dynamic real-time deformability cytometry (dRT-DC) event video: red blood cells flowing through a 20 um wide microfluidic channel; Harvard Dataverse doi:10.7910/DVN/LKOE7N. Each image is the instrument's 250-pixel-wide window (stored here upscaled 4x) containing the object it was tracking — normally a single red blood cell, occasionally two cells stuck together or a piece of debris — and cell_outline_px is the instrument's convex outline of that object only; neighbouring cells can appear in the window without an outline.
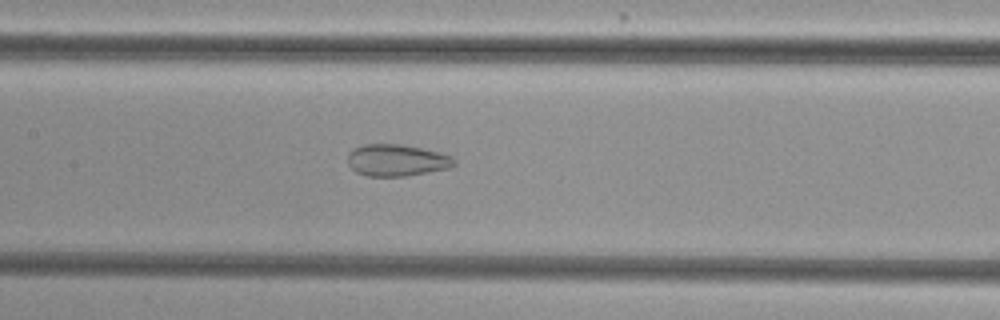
{"species": "common noctule bat (a hibernating species)", "species_latin": "Nyctalus noctula", "temperature_condition": "cold", "stored_images_in_passage": 52, "camera_frame_rate_fps": 3000, "um_per_image_px": 0.085, "animal": {"sex": "female", "body_mass_g": 29.2, "forearm_length_mm": 56.3}, "frame": {"image": 1, "passage_image": 25, "time_ms": 8.0, "image_size_px": [1000, 320], "cell_outline_px": [[456, 164], [448, 168], [428, 172], [404, 176], [368, 176], [356, 172], [348, 164], [348, 152], [352, 148], [364, 144], [400, 144], [420, 148], [452, 156], [456, 160]], "centroid_in_image_um": [33.69, 13.62], "position_along_channel_um": 173.7, "area_um2": 19.65}}
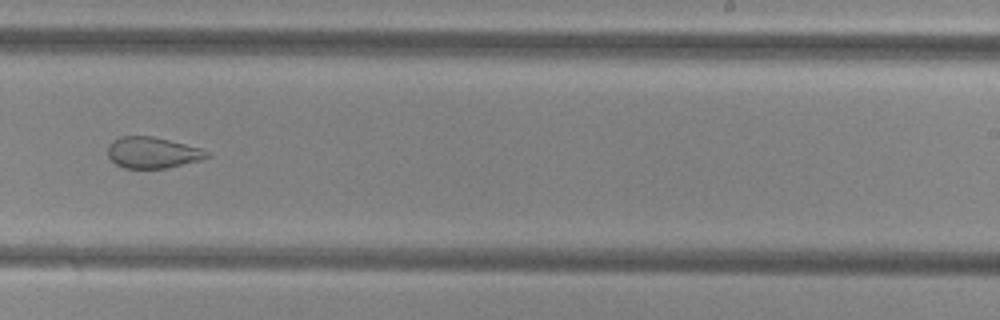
{"frame": {"image": 2, "passage_image": 33, "time_ms": 10.667, "image_size_px": [1000, 320], "cell_outline_px": [[212, 156], [200, 160], [168, 168], [124, 168], [116, 164], [108, 156], [108, 144], [120, 136], [152, 136], [200, 148], [208, 152]], "centroid_in_image_um": [12.96, 12.97], "position_along_channel_um": 276.0, "area_um2": 17.92}}
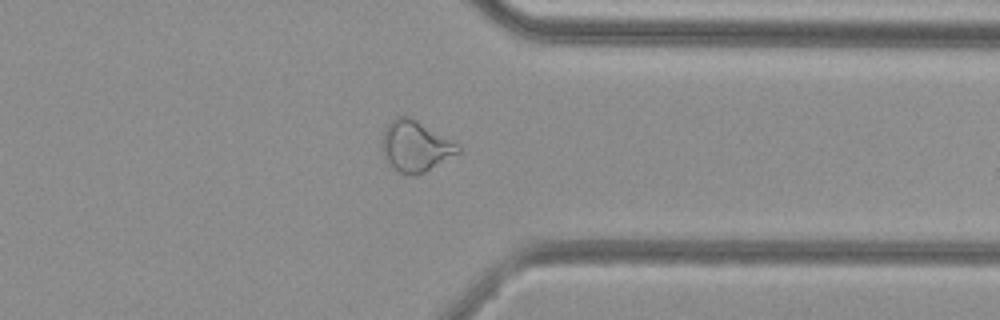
{"frame": {"image": 3, "passage_image": 41, "time_ms": 13.333, "image_size_px": [1000, 320], "cell_outline_px": [[460, 152], [424, 172], [416, 176], [412, 176], [400, 172], [388, 160], [384, 152], [384, 128], [396, 116], [408, 116], [416, 120], [460, 144]], "centroid_in_image_um": [35.37, 12.41], "position_along_channel_um": 376.0, "area_um2": 21.85}, "authors_computed_cell_mechanics": {"area_um2": 25.2586, "velocity_mm_per_s": 3.8461, "shape_relaxation_time_tau1_ms": null, "shape_relaxation_time_tau2_ms": 1.5723, "deformation_change_tau1": null, "deformation_change_tau2": 0.0852}}